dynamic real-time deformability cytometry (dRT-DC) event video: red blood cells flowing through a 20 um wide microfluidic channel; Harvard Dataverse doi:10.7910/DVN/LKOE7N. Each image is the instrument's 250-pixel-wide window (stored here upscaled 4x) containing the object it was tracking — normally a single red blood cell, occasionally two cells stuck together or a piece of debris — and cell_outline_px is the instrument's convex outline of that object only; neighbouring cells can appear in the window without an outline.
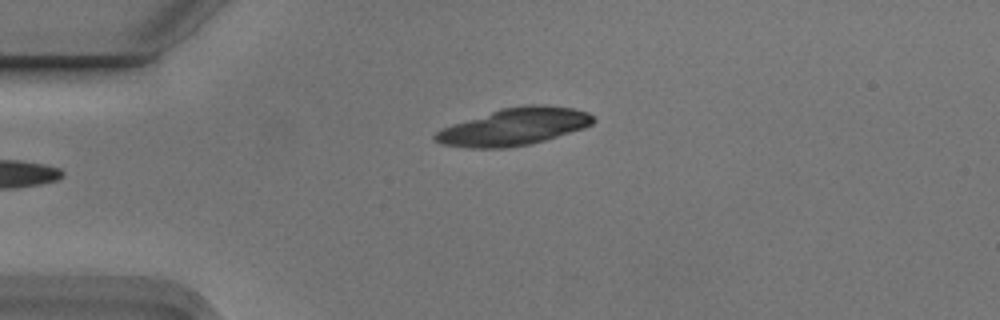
{"species": "Egyptian fruit bat (a non-hibernating species)", "species_latin": "Rousettus aegyptiacus", "temperature_condition": "cold", "stored_images_in_passage": 2, "camera_frame_rate_fps": 3000, "um_per_image_px": 0.085, "animal": {"sex": "male"}, "frame": {"image": 1, "passage_image": 2, "time_ms": 0.333, "image_size_px": [1000, 320], "cell_outline_px": [[596, 120], [592, 124], [584, 128], [544, 140], [528, 144], [508, 148], [468, 148], [440, 144], [432, 140], [432, 136], [440, 128], [500, 108], [524, 104], [548, 104], [572, 108], [588, 112]], "centroid_in_image_um": [43.66, 10.76], "position_along_channel_um": 41.3, "area_um2": 34.56}}